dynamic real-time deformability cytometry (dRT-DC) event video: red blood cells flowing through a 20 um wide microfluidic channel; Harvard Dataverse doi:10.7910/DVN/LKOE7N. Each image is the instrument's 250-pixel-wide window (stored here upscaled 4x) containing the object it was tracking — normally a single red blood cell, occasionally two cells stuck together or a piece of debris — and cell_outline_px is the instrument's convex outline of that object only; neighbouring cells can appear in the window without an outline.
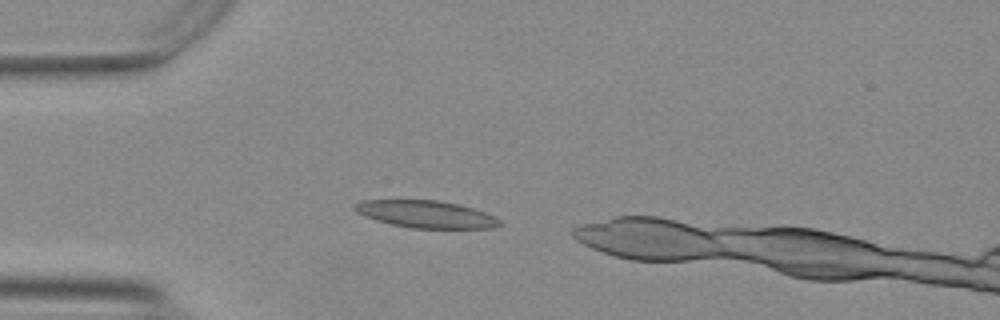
{"species": "Egyptian fruit bat (a non-hibernating species)", "species_latin": "Rousettus aegyptiacus", "temperature_condition": "warm", "stored_images_in_passage": 9, "camera_frame_rate_fps": 3000, "um_per_image_px": 0.085, "animal": {"sex": "female"}, "frame": {"image": 1, "passage_image": 3, "time_ms": 0.667, "image_size_px": [1000, 320], "cell_outline_px": [[500, 224], [492, 228], [412, 228], [392, 224], [376, 220], [356, 212], [352, 208], [352, 204], [364, 200], [436, 200], [456, 204], [472, 208], [484, 212], [500, 220]], "centroid_in_image_um": [36.14, 18.2], "position_along_channel_um": 48.9, "area_um2": 22.72}}
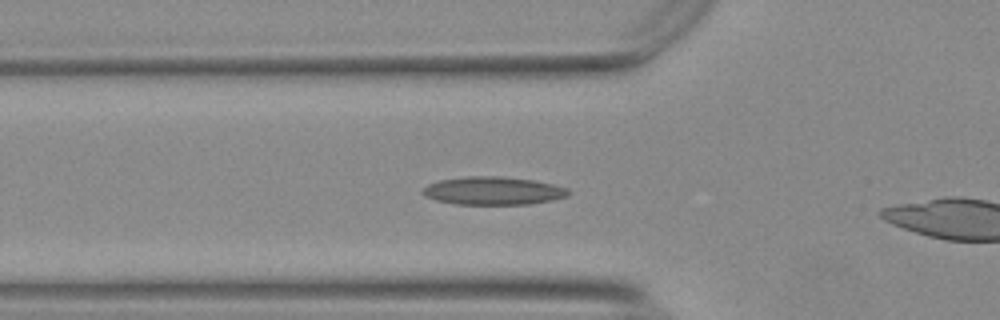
{"frame": {"image": 2, "passage_image": 7, "time_ms": 2.0, "image_size_px": [1000, 320], "cell_outline_px": [[572, 192], [568, 196], [552, 200], [528, 204], [456, 204], [436, 200], [424, 196], [420, 192], [428, 184], [440, 180], [472, 176], [496, 176], [532, 180], [552, 184], [568, 188]], "centroid_in_image_um": [41.92, 16.22], "position_along_channel_um": 83.9, "area_um2": 23.7}}